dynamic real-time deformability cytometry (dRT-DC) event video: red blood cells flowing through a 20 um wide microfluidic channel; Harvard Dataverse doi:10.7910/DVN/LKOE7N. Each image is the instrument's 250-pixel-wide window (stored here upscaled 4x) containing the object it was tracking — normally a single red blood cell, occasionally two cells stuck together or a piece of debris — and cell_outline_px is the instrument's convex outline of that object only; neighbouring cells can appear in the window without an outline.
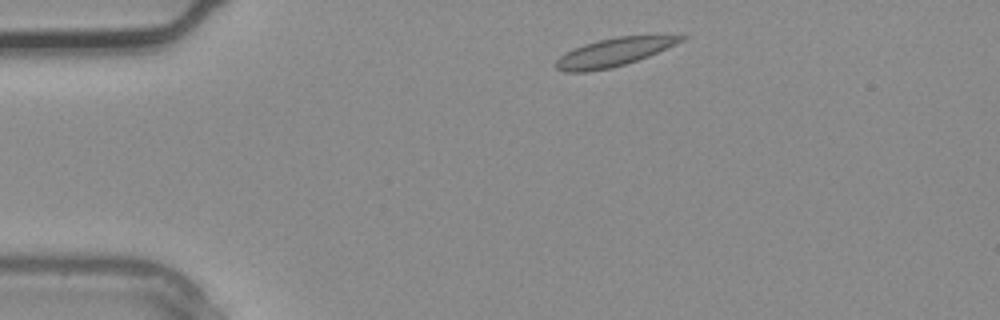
{"species": "common noctule bat (a hibernating species)", "species_latin": "Nyctalus noctula", "temperature_condition": "warm", "stored_images_in_passage": 2, "camera_frame_rate_fps": 3000, "um_per_image_px": 0.085, "animal": {"sex": "male", "body_mass_g": 20.4}, "frame": {"image": 1, "passage_image": 1, "time_ms": 0.0, "image_size_px": [1000, 320], "cell_outline_px": [[688, 36], [684, 40], [676, 44], [648, 56], [612, 68], [584, 72], [564, 72], [556, 68], [556, 60], [564, 52], [572, 48], [584, 44], [616, 36], [668, 32]], "centroid_in_image_um": [52.29, 4.38], "position_along_channel_um": 32.7, "area_um2": 21.33}}
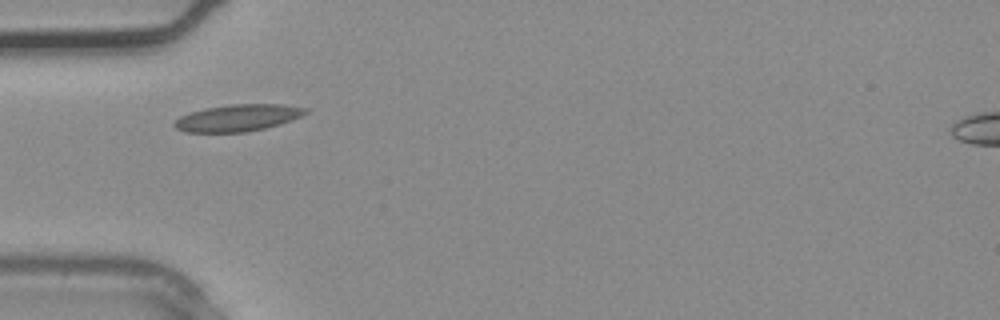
{"frame": {"image": 2, "passage_image": 2, "time_ms": 0.333, "image_size_px": [1000, 320], "cell_outline_px": [[308, 112], [300, 116], [280, 124], [264, 128], [244, 132], [184, 132], [176, 128], [172, 124], [180, 116], [188, 112], [204, 108], [232, 104], [284, 104], [308, 108]], "centroid_in_image_um": [20.19, 10.01], "position_along_channel_um": 64.8, "area_um2": 20.52}}